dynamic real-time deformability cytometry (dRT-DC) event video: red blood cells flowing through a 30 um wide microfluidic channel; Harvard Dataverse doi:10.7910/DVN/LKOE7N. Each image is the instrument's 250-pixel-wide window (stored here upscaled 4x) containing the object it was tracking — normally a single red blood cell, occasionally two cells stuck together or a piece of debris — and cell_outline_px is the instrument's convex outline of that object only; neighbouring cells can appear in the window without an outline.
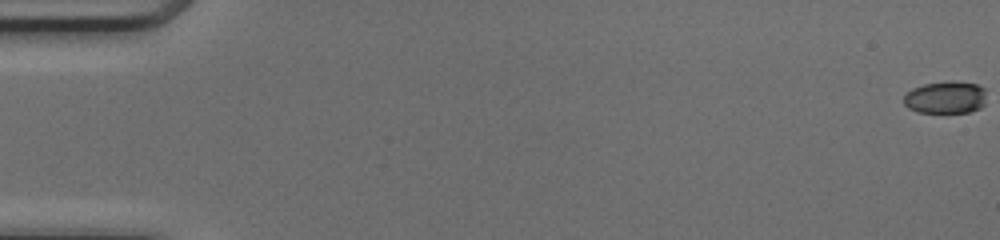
{"species": "common noctule bat (a hibernating species)", "species_latin": "Nyctalus noctula", "temperature_condition": "cold", "stored_images_in_passage": 45, "camera_frame_rate_fps": 3000, "um_per_image_px": 0.085, "animal": {"sex": "female", "body_mass_g": 17.0, "forearm_length_mm": 48.0}, "frame": {"image": 1, "passage_image": 1, "time_ms": 0.0, "image_size_px": [1000, 240], "cell_outline_px": [[984, 104], [980, 108], [968, 112], [916, 112], [908, 108], [904, 104], [904, 96], [912, 88], [924, 84], [976, 84], [984, 88]], "centroid_in_image_um": [80.33, 8.33], "position_along_channel_um": 4.7, "area_um2": 14.8}}
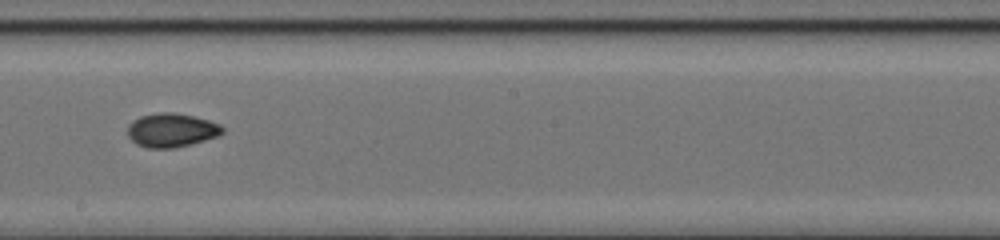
{"frame": {"image": 2, "passage_image": 30, "time_ms": 9.667, "image_size_px": [1000, 240], "cell_outline_px": [[224, 132], [220, 136], [172, 148], [148, 148], [136, 144], [128, 136], [128, 124], [132, 120], [140, 116], [160, 112], [172, 112], [192, 116], [208, 120], [220, 124], [224, 128]], "centroid_in_image_um": [14.57, 11.06], "position_along_channel_um": 233.6, "area_um2": 18.67}}
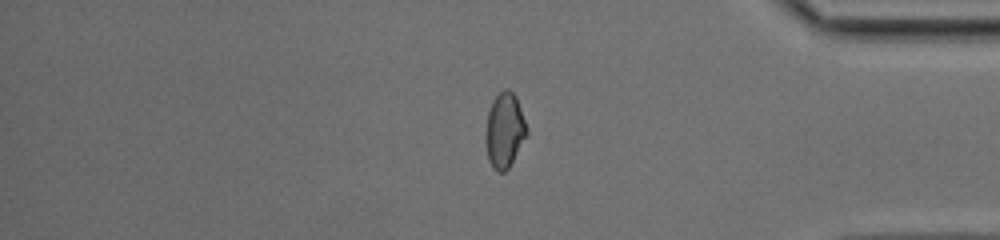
{"frame": {"image": 3, "passage_image": 43, "time_ms": 14.0, "image_size_px": [1000, 240], "cell_outline_px": [[528, 132], [508, 168], [504, 172], [496, 172], [492, 168], [488, 160], [484, 140], [484, 132], [488, 112], [492, 100], [504, 88], [508, 88], [516, 96], [528, 128]], "centroid_in_image_um": [42.85, 11.07], "position_along_channel_um": 392.3, "area_um2": 18.21}}